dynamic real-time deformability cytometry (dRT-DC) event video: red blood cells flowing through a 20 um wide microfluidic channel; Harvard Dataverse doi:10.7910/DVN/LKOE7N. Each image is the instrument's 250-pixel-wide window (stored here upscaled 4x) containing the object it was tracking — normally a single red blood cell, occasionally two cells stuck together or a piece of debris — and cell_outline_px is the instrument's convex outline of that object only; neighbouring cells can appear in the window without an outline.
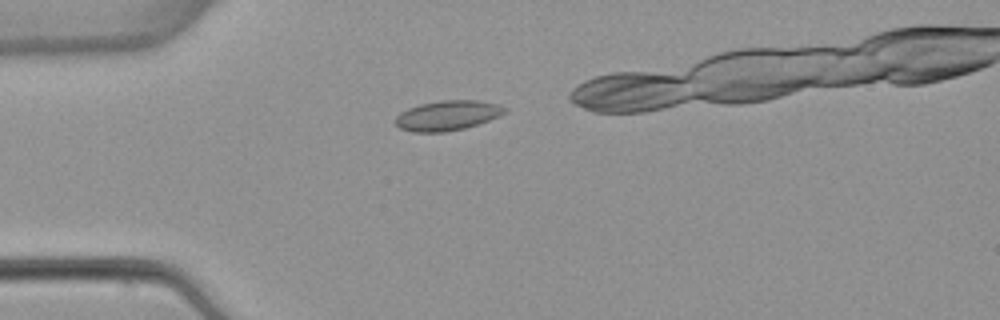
{"species": "common noctule bat (a hibernating species)", "species_latin": "Nyctalus noctula", "temperature_condition": "warm", "stored_images_in_passage": 3, "camera_frame_rate_fps": 3000, "um_per_image_px": 0.085, "animal": {"sex": "female", "body_mass_g": 22.7, "forearm_length_mm": 54.2}, "frame": {"image": 1, "passage_image": 1, "time_ms": 0.0, "image_size_px": [1000, 320], "cell_outline_px": [[508, 108], [500, 116], [464, 128], [444, 132], [412, 132], [400, 128], [396, 124], [396, 116], [400, 112], [408, 108], [420, 104], [440, 100], [476, 100], [500, 104]], "centroid_in_image_um": [38.03, 9.8], "position_along_channel_um": 47.0, "area_um2": 19.02}}